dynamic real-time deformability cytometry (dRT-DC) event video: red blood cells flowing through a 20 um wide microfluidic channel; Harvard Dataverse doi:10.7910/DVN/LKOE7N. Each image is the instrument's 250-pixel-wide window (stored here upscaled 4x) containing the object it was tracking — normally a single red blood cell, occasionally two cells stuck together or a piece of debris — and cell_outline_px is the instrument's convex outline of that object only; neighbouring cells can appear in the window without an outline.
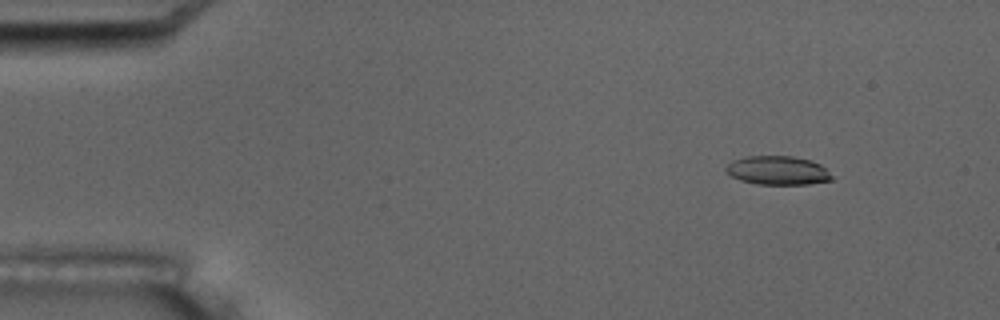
{"species": "common noctule bat (a hibernating species)", "species_latin": "Nyctalus noctula", "temperature_condition": "room temperature", "stored_images_in_passage": 6, "camera_frame_rate_fps": 3000, "um_per_image_px": 0.085, "animal": {"sex": "male", "body_mass_g": 17.5, "forearm_length_mm": 52.3}, "frame": {"image": 1, "passage_image": 2, "time_ms": 1.333, "image_size_px": [1000, 320], "cell_outline_px": [[832, 180], [808, 184], [756, 184], [740, 180], [732, 176], [724, 168], [732, 160], [748, 156], [792, 156], [808, 160], [820, 164], [832, 176]], "centroid_in_image_um": [66.08, 14.49], "position_along_channel_um": 18.9, "area_um2": 17.57}}